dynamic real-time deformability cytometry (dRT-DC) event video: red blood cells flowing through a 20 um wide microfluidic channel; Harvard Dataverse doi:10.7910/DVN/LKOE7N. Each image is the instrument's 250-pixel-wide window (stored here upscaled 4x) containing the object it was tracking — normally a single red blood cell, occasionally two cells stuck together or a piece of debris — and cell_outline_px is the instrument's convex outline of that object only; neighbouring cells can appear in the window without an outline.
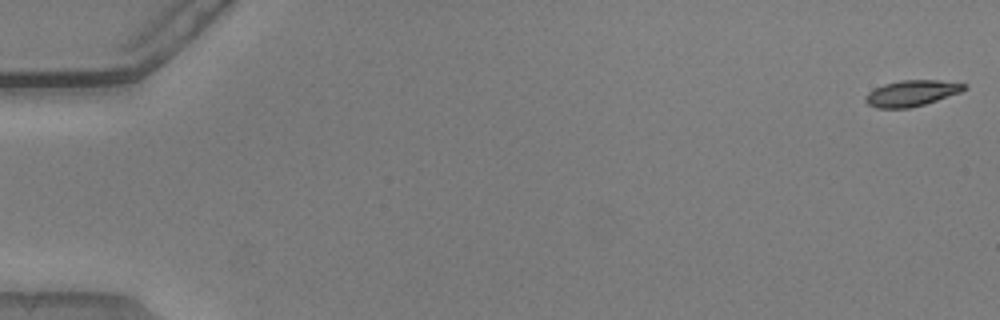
{"species": "common noctule bat (a hibernating species)", "species_latin": "Nyctalus noctula", "temperature_condition": "warm", "stored_images_in_passage": 54, "camera_frame_rate_fps": 3000, "um_per_image_px": 0.085, "animal": {"sex": "male", "body_mass_g": 20.5, "forearm_length_mm": 52.5}, "frame": {"image": 1, "passage_image": 1, "time_ms": 0.0, "image_size_px": [1000, 320], "cell_outline_px": [[968, 88], [960, 92], [924, 104], [908, 108], [876, 108], [868, 104], [864, 100], [864, 96], [868, 92], [884, 84], [900, 80], [940, 80], [968, 84]], "centroid_in_image_um": [77.48, 7.91], "position_along_channel_um": 7.5, "area_um2": 14.91}}
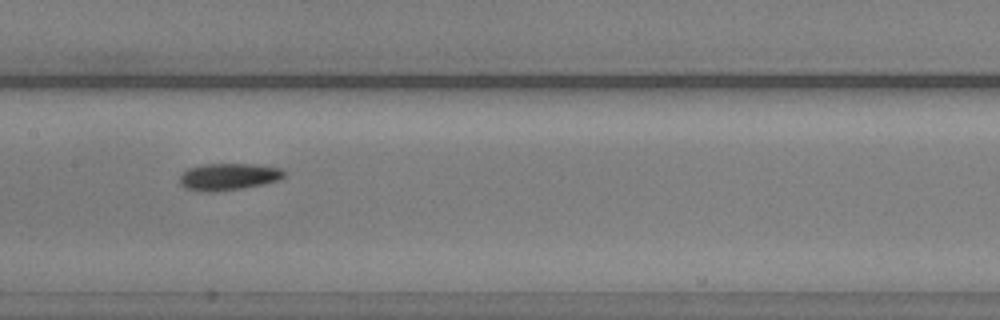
{"frame": {"image": 2, "passage_image": 28, "time_ms": 9.0, "image_size_px": [1000, 320], "cell_outline_px": [[284, 176], [280, 180], [264, 184], [244, 188], [216, 192], [200, 192], [184, 188], [180, 184], [180, 176], [188, 168], [204, 164], [256, 164], [280, 168], [284, 172]], "centroid_in_image_um": [19.41, 15.03], "position_along_channel_um": 188.0, "area_um2": 16.59}}
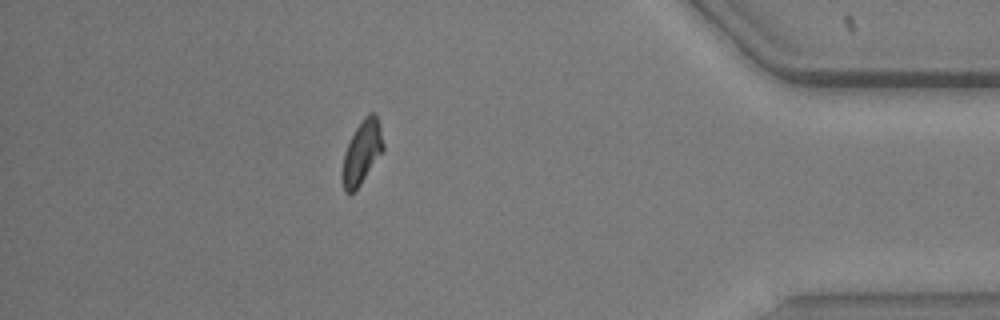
{"frame": {"image": 3, "passage_image": 48, "time_ms": 15.667, "image_size_px": [1000, 320], "cell_outline_px": [[384, 148], [360, 184], [352, 192], [344, 192], [340, 176], [340, 172], [344, 152], [356, 128], [364, 116], [368, 112], [376, 112], [380, 124], [384, 144]], "centroid_in_image_um": [30.74, 12.92], "position_along_channel_um": 404.5, "area_um2": 15.14}, "authors_computed_cell_mechanics": {"area_um2": 15.3748, "velocity_mm_per_s": 3.8313, "shape_relaxation_time_tau1_ms": 4.2478, "shape_relaxation_time_tau2_ms": 5.0581, "deformation_change_tau1": 0.1095, "deformation_change_tau2": 0.1024}}